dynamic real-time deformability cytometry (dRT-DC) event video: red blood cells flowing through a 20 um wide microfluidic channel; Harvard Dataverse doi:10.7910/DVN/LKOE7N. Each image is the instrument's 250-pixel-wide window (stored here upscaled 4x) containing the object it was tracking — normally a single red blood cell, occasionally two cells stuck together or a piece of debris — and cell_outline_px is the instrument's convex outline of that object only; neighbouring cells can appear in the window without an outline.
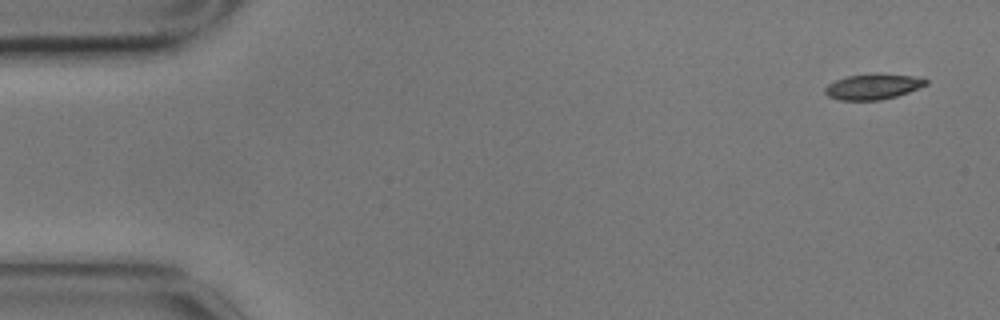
{"species": "common noctule bat (a hibernating species)", "species_latin": "Nyctalus noctula", "temperature_condition": "cold", "stored_images_in_passage": 2, "camera_frame_rate_fps": 3000, "um_per_image_px": 0.085, "animal": {"sex": "male", "body_mass_g": 17.9}, "frame": {"image": 1, "passage_image": 2, "time_ms": 0.333, "image_size_px": [1000, 320], "cell_outline_px": [[928, 84], [908, 92], [896, 96], [880, 100], [840, 100], [828, 96], [824, 92], [824, 88], [828, 84], [836, 80], [848, 76], [912, 76], [928, 80]], "centroid_in_image_um": [74.16, 7.41], "position_along_channel_um": 10.8, "area_um2": 14.16}}